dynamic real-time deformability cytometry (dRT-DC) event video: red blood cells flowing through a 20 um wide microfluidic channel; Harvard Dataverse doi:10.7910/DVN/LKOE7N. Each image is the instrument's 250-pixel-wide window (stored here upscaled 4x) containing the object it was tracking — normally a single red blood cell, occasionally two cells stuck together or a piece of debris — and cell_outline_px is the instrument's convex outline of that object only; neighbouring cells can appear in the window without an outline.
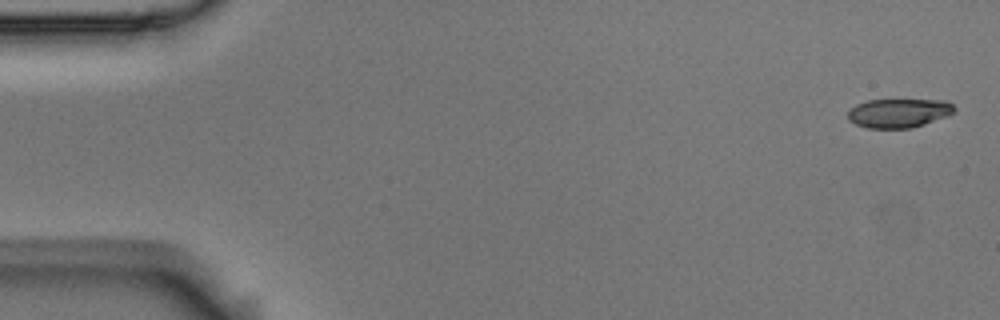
{"species": "Egyptian fruit bat (a non-hibernating species)", "species_latin": "Rousettus aegyptiacus", "temperature_condition": "room temperature", "stored_images_in_passage": 5, "camera_frame_rate_fps": 3000, "um_per_image_px": 0.085, "animal": {"sex": "male"}, "frame": {"image": 1, "passage_image": 1, "time_ms": 0.0, "image_size_px": [1000, 320], "cell_outline_px": [[956, 108], [948, 116], [912, 128], [868, 128], [856, 124], [848, 120], [848, 112], [856, 104], [868, 100], [948, 100]], "centroid_in_image_um": [76.41, 9.61], "position_along_channel_um": 8.6, "area_um2": 17.98}}
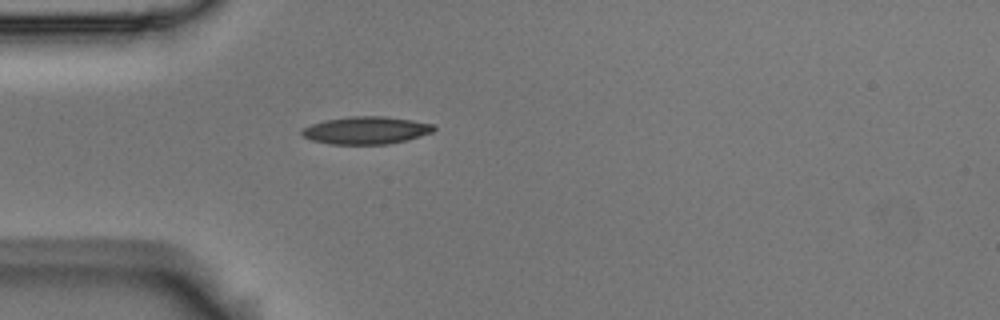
{"frame": {"image": 2, "passage_image": 5, "time_ms": 1.333, "image_size_px": [1000, 320], "cell_outline_px": [[436, 128], [432, 132], [408, 140], [388, 144], [328, 144], [312, 140], [304, 136], [300, 132], [300, 128], [324, 120], [352, 116], [384, 116], [412, 120], [436, 124]], "centroid_in_image_um": [31.13, 11.07], "position_along_channel_um": 53.9, "area_um2": 21.33}}